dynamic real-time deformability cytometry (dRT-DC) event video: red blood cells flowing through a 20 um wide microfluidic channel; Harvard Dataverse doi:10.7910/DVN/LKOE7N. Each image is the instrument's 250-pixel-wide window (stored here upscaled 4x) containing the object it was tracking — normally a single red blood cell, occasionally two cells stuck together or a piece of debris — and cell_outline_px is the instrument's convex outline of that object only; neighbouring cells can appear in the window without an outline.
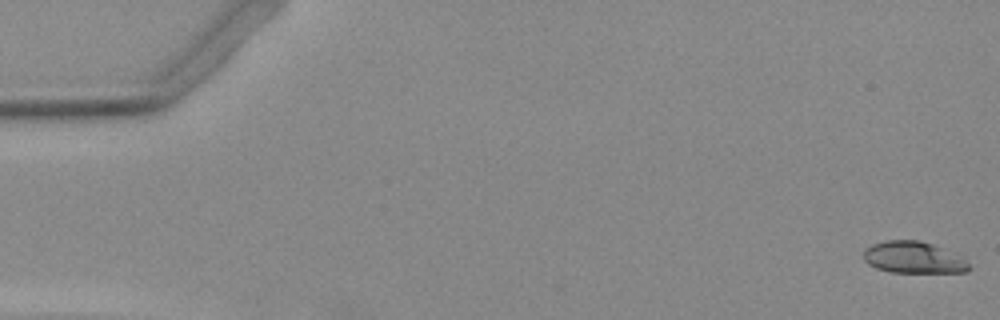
{"species": "Egyptian fruit bat (a non-hibernating species)", "species_latin": "Rousettus aegyptiacus", "temperature_condition": "warm", "stored_images_in_passage": 53, "camera_frame_rate_fps": 3000, "um_per_image_px": 0.085, "animal": {"sex": "female"}, "frame": {"image": 1, "passage_image": 1, "time_ms": 0.0, "image_size_px": [1000, 320], "cell_outline_px": [[972, 268], [968, 272], [892, 272], [876, 268], [868, 264], [864, 260], [864, 252], [872, 244], [888, 240], [920, 240], [960, 252], [964, 256]], "centroid_in_image_um": [77.77, 21.88], "position_along_channel_um": 7.2, "area_um2": 19.94}}
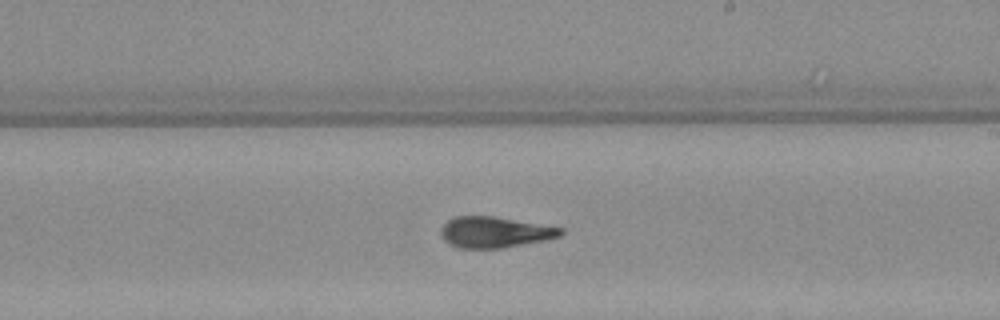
{"frame": {"image": 2, "passage_image": 31, "time_ms": 10.0, "image_size_px": [1000, 320], "cell_outline_px": [[564, 232], [560, 236], [544, 240], [500, 248], [460, 248], [448, 244], [440, 236], [440, 228], [448, 220], [456, 216], [492, 216], [564, 228]], "centroid_in_image_um": [42.01, 19.73], "position_along_channel_um": 247.0, "area_um2": 21.5}}
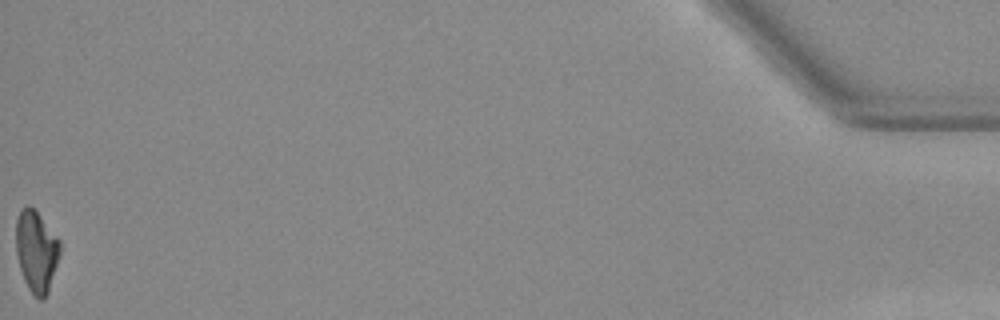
{"frame": {"image": 3, "passage_image": 53, "time_ms": 17.333, "image_size_px": [1000, 320], "cell_outline_px": [[60, 256], [48, 292], [44, 300], [40, 300], [28, 288], [24, 280], [20, 268], [16, 252], [16, 220], [20, 212], [28, 204], [36, 212], [60, 240]], "centroid_in_image_um": [3.1, 21.39], "position_along_channel_um": 432.1, "area_um2": 20.63}}